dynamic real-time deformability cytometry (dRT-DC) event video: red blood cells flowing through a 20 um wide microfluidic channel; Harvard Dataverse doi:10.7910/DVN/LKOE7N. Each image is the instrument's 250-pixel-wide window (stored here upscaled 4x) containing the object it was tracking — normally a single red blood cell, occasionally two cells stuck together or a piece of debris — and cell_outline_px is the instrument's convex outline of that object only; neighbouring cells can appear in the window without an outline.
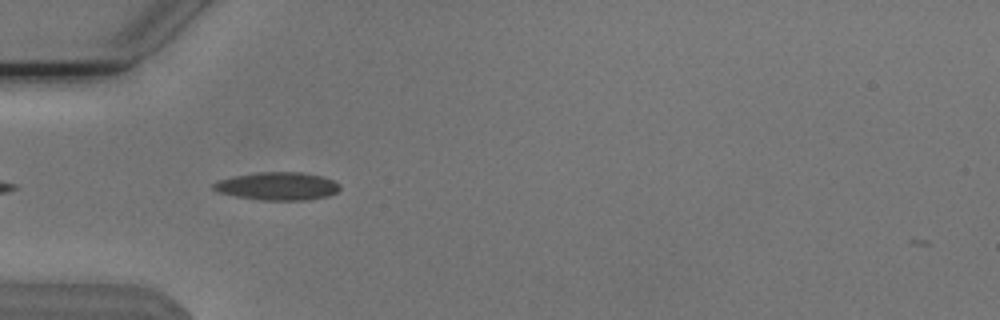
{"species": "Egyptian fruit bat (a non-hibernating species)", "species_latin": "Rousettus aegyptiacus", "temperature_condition": "cold", "stored_images_in_passage": 39, "camera_frame_rate_fps": 3000, "um_per_image_px": 0.085, "animal": {"sex": "male"}, "frame": {"image": 1, "passage_image": 2, "time_ms": 0.333, "image_size_px": [1000, 320], "cell_outline_px": [[340, 188], [336, 192], [328, 196], [308, 200], [260, 200], [236, 196], [220, 192], [212, 188], [212, 184], [220, 180], [236, 176], [260, 172], [300, 172], [320, 176], [332, 180], [340, 184]], "centroid_in_image_um": [23.61, 15.83], "position_along_channel_um": 61.4, "area_um2": 20.35}}
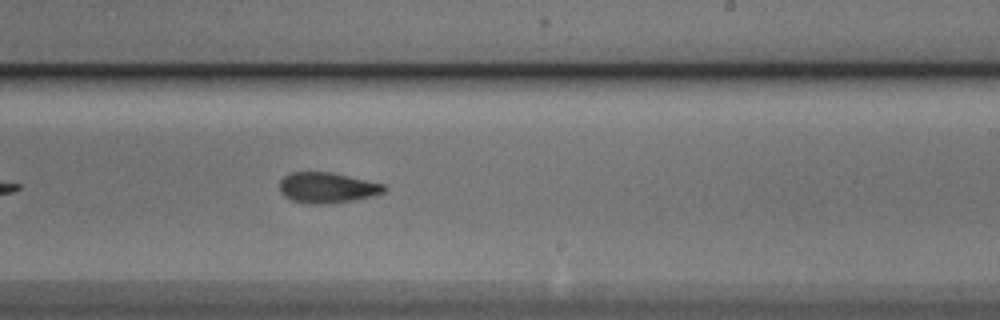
{"frame": {"image": 2, "passage_image": 18, "time_ms": 5.667, "image_size_px": [1000, 320], "cell_outline_px": [[388, 188], [384, 192], [372, 196], [352, 200], [328, 204], [316, 204], [292, 200], [284, 196], [280, 192], [280, 180], [284, 176], [292, 172], [328, 172], [384, 184]], "centroid_in_image_um": [27.8, 15.96], "position_along_channel_um": 261.2, "area_um2": 18.38}}
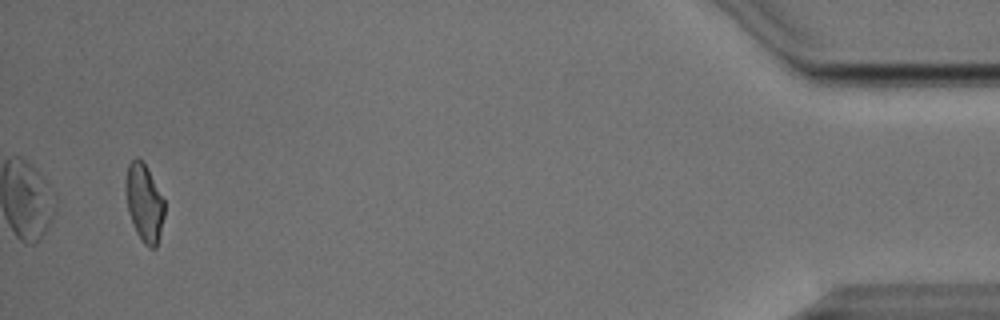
{"frame": {"image": 3, "passage_image": 37, "time_ms": 12.0, "image_size_px": [1000, 320], "cell_outline_px": [[164, 216], [156, 248], [148, 248], [144, 244], [136, 232], [128, 212], [124, 184], [128, 164], [136, 156], [144, 164], [164, 200]], "centroid_in_image_um": [12.23, 17.26], "position_along_channel_um": 423.0, "area_um2": 17.34}, "authors_computed_cell_mechanics": {"area_um2": 18.3804, "velocity_mm_per_s": 3.8124, "shape_relaxation_time_tau1_ms": 3.6973, "shape_relaxation_time_tau2_ms": 2.8238, "deformation_change_tau1": 0.1437, "deformation_change_tau2": 0.1044}}